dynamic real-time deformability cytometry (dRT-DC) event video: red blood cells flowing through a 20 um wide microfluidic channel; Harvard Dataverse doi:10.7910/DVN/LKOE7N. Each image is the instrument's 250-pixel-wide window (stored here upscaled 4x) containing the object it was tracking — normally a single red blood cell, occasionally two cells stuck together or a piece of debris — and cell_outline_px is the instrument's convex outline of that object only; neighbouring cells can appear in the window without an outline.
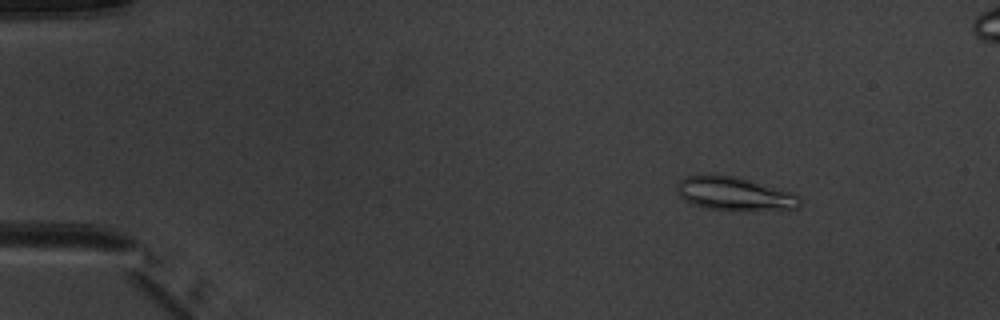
{"species": "common noctule bat (a hibernating species)", "species_latin": "Nyctalus noctula", "temperature_condition": "warm", "stored_images_in_passage": 6, "camera_frame_rate_fps": 3000, "um_per_image_px": 0.085, "animal": {"sex": "male", "body_mass_g": 20.1, "forearm_length_mm": 53.5}, "frame": {"image": 1, "passage_image": 2, "time_ms": 1.333, "image_size_px": [1000, 320], "cell_outline_px": [[800, 204], [796, 208], [740, 212], [732, 212], [708, 208], [692, 204], [684, 200], [680, 196], [676, 188], [680, 180], [688, 176], [732, 176], [748, 180], [792, 192], [800, 196]], "centroid_in_image_um": [62.45, 16.52], "position_along_channel_um": 22.5, "area_um2": 23.87}}
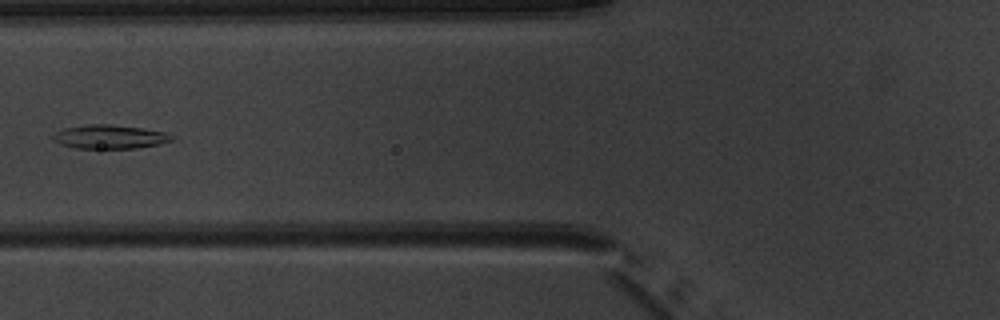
{"frame": {"image": 2, "passage_image": 5, "time_ms": 6.0, "image_size_px": [1000, 320], "cell_outline_px": [[172, 140], [160, 144], [136, 148], [76, 148], [60, 144], [52, 140], [52, 136], [56, 132], [64, 128], [88, 124], [108, 124], [140, 128], [164, 132], [172, 136]], "centroid_in_image_um": [9.28, 11.63], "position_along_channel_um": 116.5, "area_um2": 16.3}}
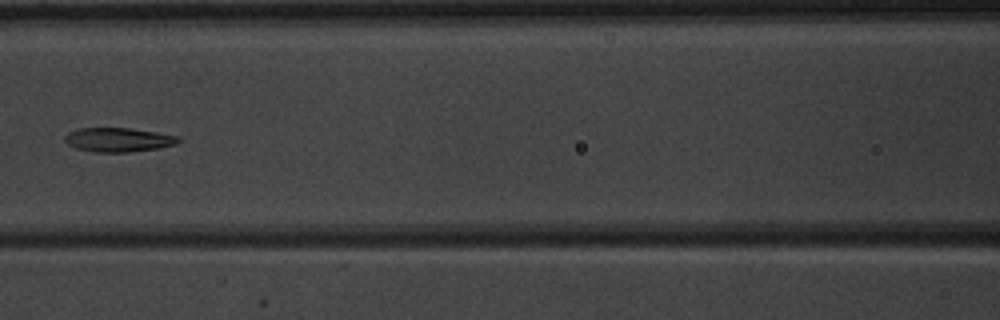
{"frame": {"image": 3, "passage_image": 6, "time_ms": 7.0, "image_size_px": [1000, 320], "cell_outline_px": [[180, 140], [176, 144], [160, 148], [128, 152], [96, 152], [76, 148], [68, 144], [64, 140], [64, 136], [68, 132], [76, 128], [132, 128], [180, 136]], "centroid_in_image_um": [10.06, 11.87], "position_along_channel_um": 156.5, "area_um2": 16.07}}